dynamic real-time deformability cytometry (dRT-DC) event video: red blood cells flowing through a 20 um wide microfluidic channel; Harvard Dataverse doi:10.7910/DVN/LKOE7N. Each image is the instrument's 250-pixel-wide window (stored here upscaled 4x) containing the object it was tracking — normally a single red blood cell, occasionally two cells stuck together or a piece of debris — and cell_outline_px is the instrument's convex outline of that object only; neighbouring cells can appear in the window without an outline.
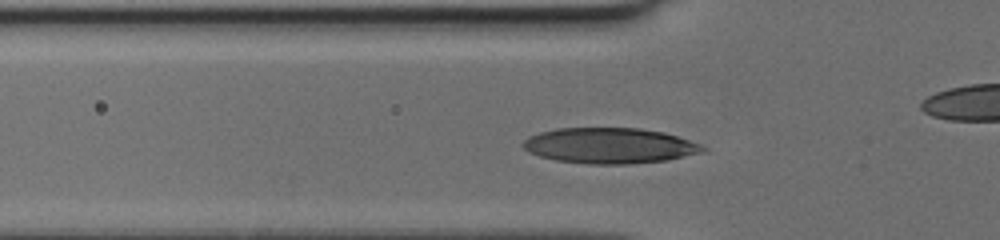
{"species": "human", "species_latin": "Homo sapiens", "temperature_condition": "cold", "stored_images_in_passage": 35, "camera_frame_rate_fps": 3000, "um_per_image_px": 0.085, "donor": {"sex": "female"}, "frame": {"image": 1, "passage_image": 12, "time_ms": 3.667, "image_size_px": [1000, 240], "cell_outline_px": [[708, 152], [668, 160], [628, 164], [588, 164], [556, 160], [540, 156], [528, 152], [520, 144], [528, 136], [540, 132], [556, 128], [640, 128], [664, 132], [700, 144], [708, 148]], "centroid_in_image_um": [51.84, 12.38], "position_along_channel_um": 74.0, "area_um2": 37.63}}
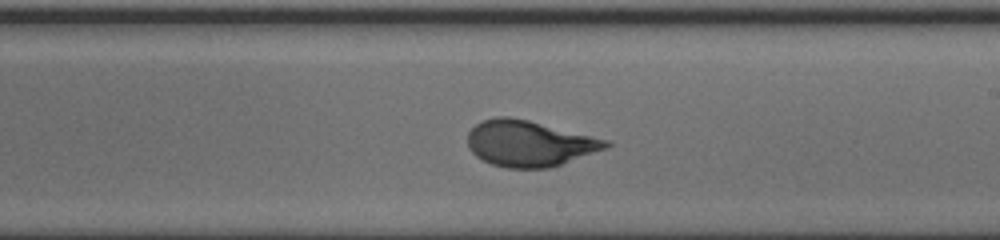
{"frame": {"image": 2, "passage_image": 24, "time_ms": 7.667, "image_size_px": [1000, 240], "cell_outline_px": [[612, 144], [608, 148], [548, 168], [508, 168], [492, 164], [476, 156], [468, 148], [468, 132], [476, 124], [484, 120], [496, 116], [508, 116], [528, 120], [612, 140]], "centroid_in_image_um": [45.02, 12.18], "position_along_channel_um": 244.0, "area_um2": 37.05}}
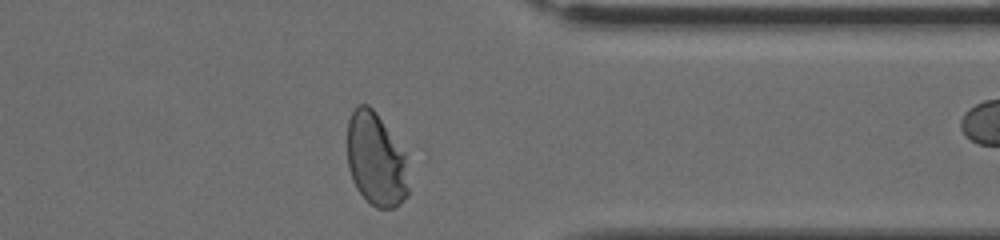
{"frame": {"image": 3, "passage_image": 34, "time_ms": 11.0, "image_size_px": [1000, 240], "cell_outline_px": [[408, 196], [400, 204], [392, 208], [376, 208], [356, 188], [352, 180], [348, 168], [348, 120], [356, 104], [368, 104], [376, 112], [404, 152], [408, 188]], "centroid_in_image_um": [31.94, 13.55], "position_along_channel_um": 379.5, "area_um2": 33.12}}